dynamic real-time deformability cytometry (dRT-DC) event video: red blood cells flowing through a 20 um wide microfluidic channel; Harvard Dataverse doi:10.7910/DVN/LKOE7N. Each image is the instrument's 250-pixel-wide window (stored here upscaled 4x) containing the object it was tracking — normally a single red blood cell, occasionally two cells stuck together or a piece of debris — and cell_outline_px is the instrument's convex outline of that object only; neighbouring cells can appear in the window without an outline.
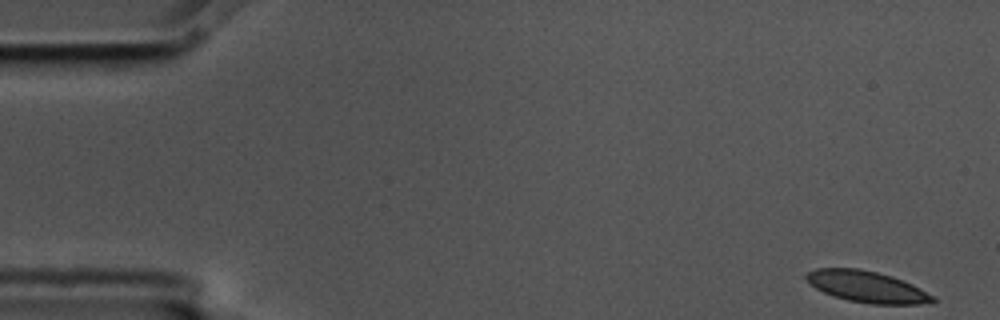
{"species": "common noctule bat (a hibernating species)", "species_latin": "Nyctalus noctula", "temperature_condition": "cold", "stored_images_in_passage": 10, "camera_frame_rate_fps": 3000, "um_per_image_px": 0.085, "animal": {"sex": "male", "body_mass_g": 17.5, "forearm_length_mm": 52.3}, "frame": {"image": 1, "passage_image": 1, "time_ms": 0.0, "image_size_px": [1000, 320], "cell_outline_px": [[936, 300], [932, 304], [872, 304], [848, 300], [832, 296], [816, 288], [804, 276], [808, 272], [816, 268], [860, 268], [892, 276], [912, 284], [936, 296]], "centroid_in_image_um": [73.74, 24.38], "position_along_channel_um": 11.3, "area_um2": 23.18}}